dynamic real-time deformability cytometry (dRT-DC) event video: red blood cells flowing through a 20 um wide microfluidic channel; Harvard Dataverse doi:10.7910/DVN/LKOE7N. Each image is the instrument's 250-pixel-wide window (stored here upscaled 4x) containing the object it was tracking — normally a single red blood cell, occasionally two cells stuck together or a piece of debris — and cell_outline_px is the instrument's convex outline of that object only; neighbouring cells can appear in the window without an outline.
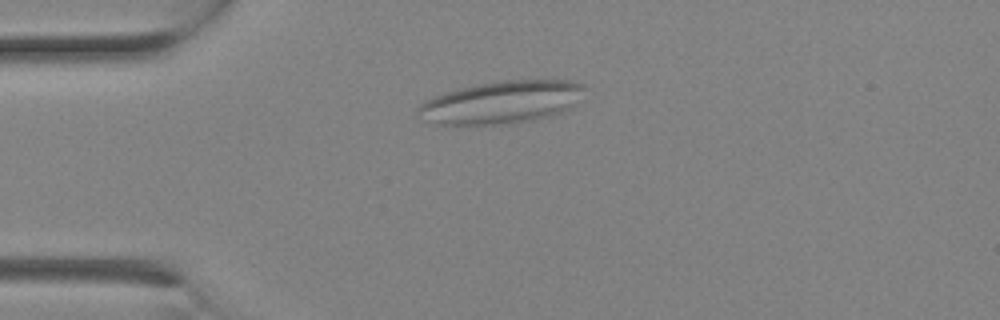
{"species": "Egyptian fruit bat (a non-hibernating species)", "species_latin": "Rousettus aegyptiacus", "temperature_condition": "room temperature", "stored_images_in_passage": 2, "camera_frame_rate_fps": 3000, "um_per_image_px": 0.085, "animal": {"sex": "female"}, "frame": {"image": 1, "passage_image": 2, "time_ms": 0.333, "image_size_px": [1000, 320], "cell_outline_px": [[584, 88], [568, 108], [560, 112], [548, 116], [532, 120], [508, 124], [436, 124], [416, 116], [416, 108], [424, 100], [444, 92], [476, 84], [504, 80], [572, 80], [584, 84]], "centroid_in_image_um": [42.53, 8.68], "position_along_channel_um": 42.5, "area_um2": 40.98}}